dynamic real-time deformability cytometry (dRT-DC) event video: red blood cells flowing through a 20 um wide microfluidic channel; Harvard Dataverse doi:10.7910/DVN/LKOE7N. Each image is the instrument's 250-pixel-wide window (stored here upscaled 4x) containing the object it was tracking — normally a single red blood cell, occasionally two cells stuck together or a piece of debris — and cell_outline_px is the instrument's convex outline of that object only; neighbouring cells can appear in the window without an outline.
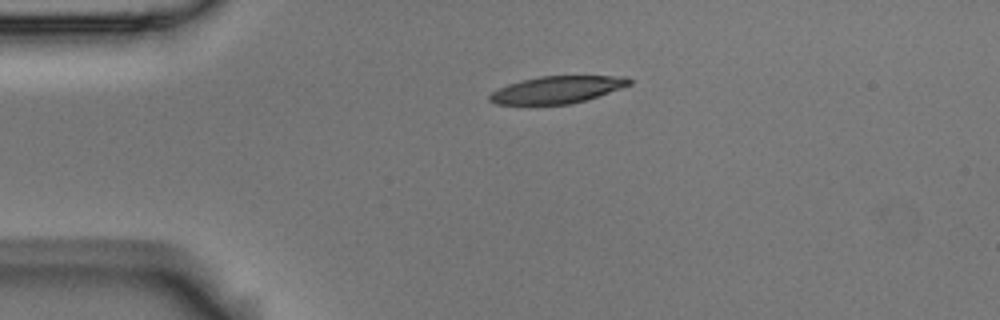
{"species": "Egyptian fruit bat (a non-hibernating species)", "species_latin": "Rousettus aegyptiacus", "temperature_condition": "room temperature", "stored_images_in_passage": 3, "camera_frame_rate_fps": 3000, "um_per_image_px": 0.085, "animal": {"sex": "male"}, "frame": {"image": 1, "passage_image": 1, "time_ms": 0.0, "image_size_px": [1000, 320], "cell_outline_px": [[632, 84], [584, 100], [568, 104], [496, 104], [488, 100], [488, 96], [492, 92], [508, 84], [540, 76], [628, 76], [632, 80]], "centroid_in_image_um": [47.35, 7.61], "position_along_channel_um": 37.6, "area_um2": 21.73}}
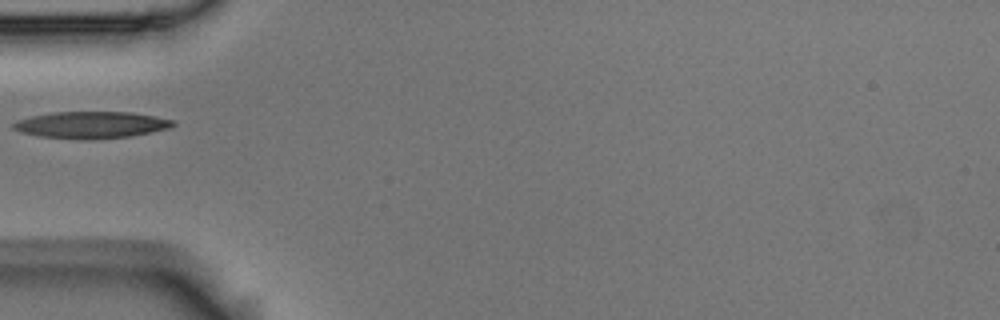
{"frame": {"image": 2, "passage_image": 2, "time_ms": 0.333, "image_size_px": [1000, 320], "cell_outline_px": [[176, 124], [168, 128], [152, 132], [132, 136], [92, 140], [84, 140], [40, 136], [20, 132], [12, 128], [12, 124], [16, 120], [32, 116], [52, 112], [132, 112], [156, 116], [176, 120]], "centroid_in_image_um": [7.77, 10.62], "position_along_channel_um": 77.2, "area_um2": 25.2}}
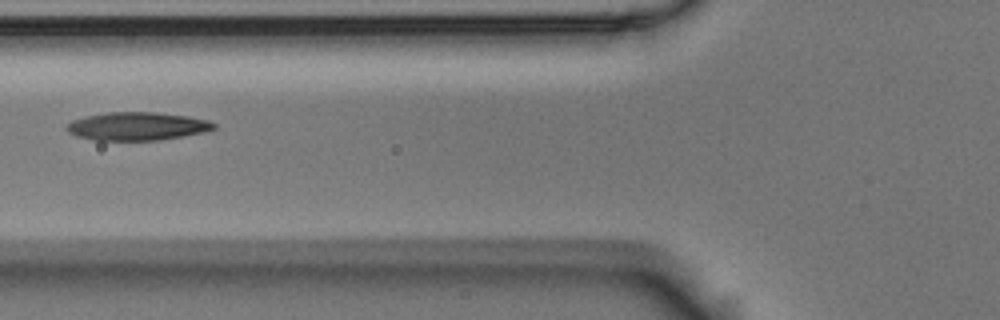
{"frame": {"image": 3, "passage_image": 3, "time_ms": 0.667, "image_size_px": [1000, 320], "cell_outline_px": [[216, 128], [204, 132], [184, 136], [160, 140], [96, 140], [76, 136], [68, 132], [64, 128], [72, 120], [88, 116], [108, 112], [156, 112], [188, 116], [208, 120], [216, 124]], "centroid_in_image_um": [11.67, 10.73], "position_along_channel_um": 114.1, "area_um2": 24.16}}